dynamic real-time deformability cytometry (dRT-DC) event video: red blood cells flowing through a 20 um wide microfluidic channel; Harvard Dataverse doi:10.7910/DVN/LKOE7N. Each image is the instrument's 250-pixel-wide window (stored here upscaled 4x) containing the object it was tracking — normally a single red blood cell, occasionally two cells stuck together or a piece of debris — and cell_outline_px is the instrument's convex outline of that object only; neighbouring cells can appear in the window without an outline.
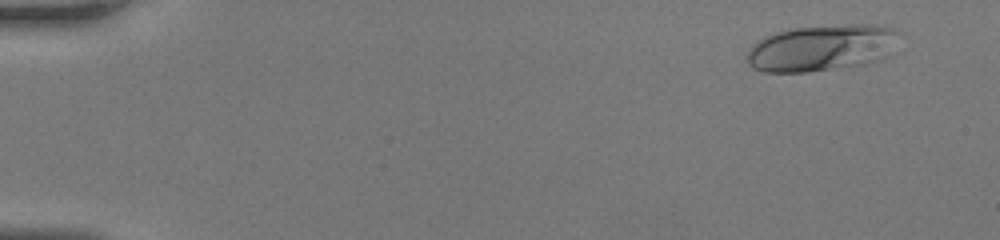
{"species": "human", "species_latin": "Homo sapiens", "temperature_condition": "room temperature", "stored_images_in_passage": 46, "camera_frame_rate_fps": 3000, "um_per_image_px": 0.085, "donor": {"sex": "female"}, "frame": {"image": 1, "passage_image": 4, "time_ms": 1.0, "image_size_px": [1000, 240], "cell_outline_px": [[904, 36], [876, 60], [864, 64], [808, 72], [764, 72], [752, 68], [748, 64], [748, 52], [752, 44], [776, 32], [788, 28], [852, 24], [864, 24], [892, 28], [900, 32]], "centroid_in_image_um": [69.81, 4.06], "position_along_channel_um": 15.2, "area_um2": 40.81}}
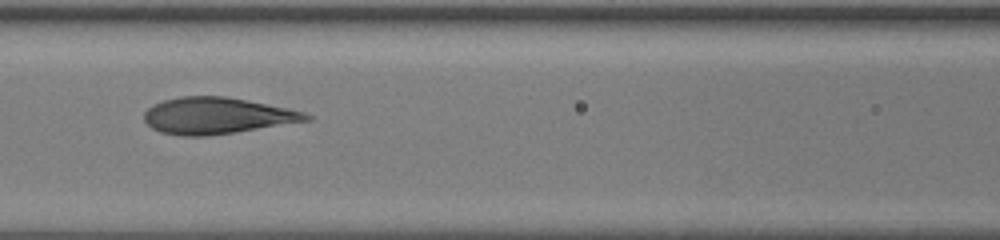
{"frame": {"image": 2, "passage_image": 22, "time_ms": 7.0, "image_size_px": [1000, 240], "cell_outline_px": [[312, 120], [236, 132], [204, 136], [184, 136], [160, 132], [152, 128], [144, 120], [144, 112], [152, 104], [164, 100], [180, 96], [224, 96], [288, 108], [304, 112], [312, 116]], "centroid_in_image_um": [18.42, 9.83], "position_along_channel_um": 148.2, "area_um2": 34.33}}
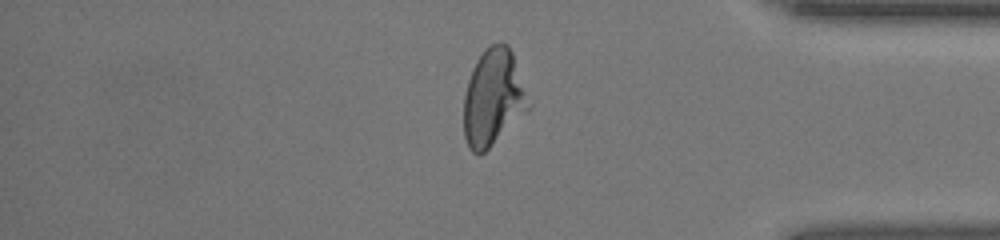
{"frame": {"image": 3, "passage_image": 39, "time_ms": 12.667, "image_size_px": [1000, 240], "cell_outline_px": [[532, 104], [528, 112], [480, 156], [476, 156], [468, 148], [464, 136], [464, 96], [468, 80], [472, 68], [476, 60], [492, 44], [508, 44], [512, 52]], "centroid_in_image_um": [41.94, 8.36], "position_along_channel_um": 393.3, "area_um2": 36.7}}